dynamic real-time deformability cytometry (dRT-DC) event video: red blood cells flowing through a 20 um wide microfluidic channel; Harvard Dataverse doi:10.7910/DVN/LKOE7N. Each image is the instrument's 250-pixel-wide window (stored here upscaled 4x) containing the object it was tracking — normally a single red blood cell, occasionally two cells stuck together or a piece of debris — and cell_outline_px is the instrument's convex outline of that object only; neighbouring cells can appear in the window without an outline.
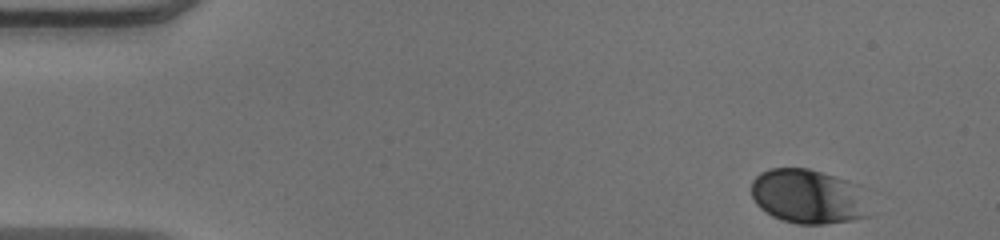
{"species": "human", "species_latin": "Homo sapiens", "temperature_condition": "warm", "stored_images_in_passage": 47, "camera_frame_rate_fps": 3000, "um_per_image_px": 0.085, "donor": {"sex": "male"}, "frame": {"image": 1, "passage_image": 1, "time_ms": 0.0, "image_size_px": [1000, 240], "cell_outline_px": [[872, 216], [852, 220], [824, 224], [796, 224], [772, 216], [760, 208], [756, 204], [752, 196], [752, 180], [760, 172], [772, 168], [808, 168], [848, 180], [860, 184]], "centroid_in_image_um": [68.74, 16.7], "position_along_channel_um": 16.3, "area_um2": 37.97}}
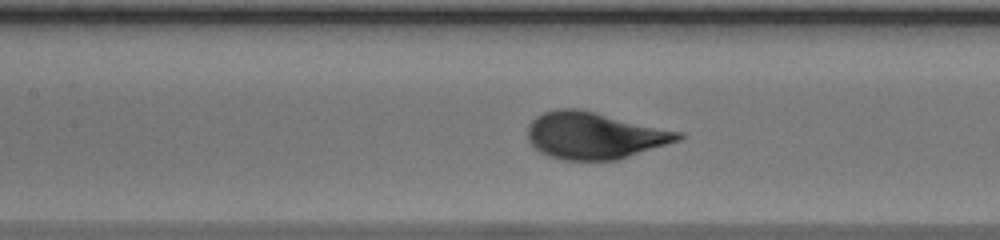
{"frame": {"image": 2, "passage_image": 20, "time_ms": 6.333, "image_size_px": [1000, 240], "cell_outline_px": [[684, 136], [680, 140], [620, 160], [564, 160], [548, 156], [540, 152], [528, 140], [528, 124], [536, 116], [544, 112], [556, 108], [576, 108], [684, 132]], "centroid_in_image_um": [50.54, 11.52], "position_along_channel_um": 156.9, "area_um2": 41.27}}
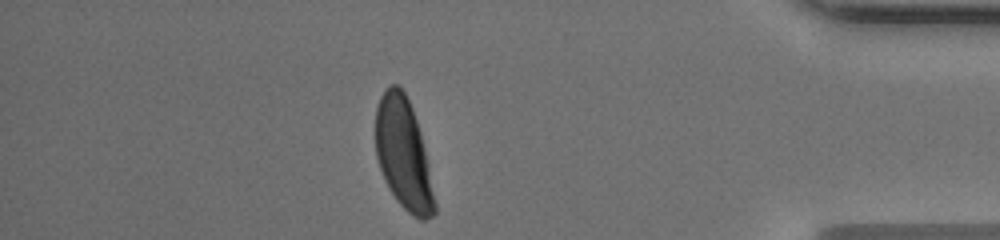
{"frame": {"image": 3, "passage_image": 41, "time_ms": 13.333, "image_size_px": [1000, 240], "cell_outline_px": [[436, 212], [432, 216], [424, 220], [420, 220], [412, 216], [396, 200], [388, 188], [384, 180], [376, 156], [376, 108], [380, 96], [384, 88], [388, 84], [396, 84], [404, 92], [412, 108], [420, 132], [428, 164], [436, 204]], "centroid_in_image_um": [34.28, 13.1], "position_along_channel_um": 400.9, "area_um2": 38.09}, "authors_computed_cell_mechanics": {"area_um2": 39.882, "velocity_mm_per_s": 4.0334, "shape_relaxation_time_tau1_ms": 2.3757, "shape_relaxation_time_tau2_ms": null, "deformation_change_tau1": 0.1575, "deformation_change_tau2": null}}